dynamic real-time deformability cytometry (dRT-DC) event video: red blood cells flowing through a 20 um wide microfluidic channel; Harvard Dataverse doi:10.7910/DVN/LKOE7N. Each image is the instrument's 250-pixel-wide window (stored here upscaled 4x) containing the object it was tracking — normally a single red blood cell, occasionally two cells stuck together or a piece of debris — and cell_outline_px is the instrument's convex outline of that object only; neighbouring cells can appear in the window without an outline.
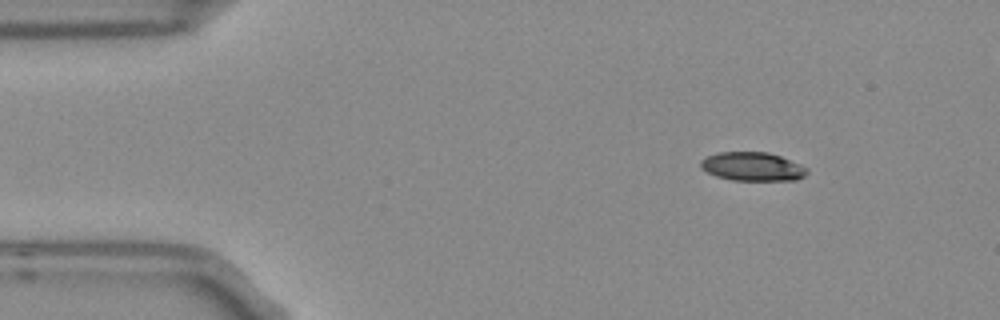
{"species": "Egyptian fruit bat (a non-hibernating species)", "species_latin": "Rousettus aegyptiacus", "temperature_condition": "room temperature", "stored_images_in_passage": 3, "camera_frame_rate_fps": 3000, "um_per_image_px": 0.085, "frame": {"image": 1, "passage_image": 1, "time_ms": 0.0, "image_size_px": [1000, 320], "cell_outline_px": [[808, 172], [804, 176], [796, 180], [732, 180], [716, 176], [700, 168], [700, 160], [704, 156], [716, 152], [768, 152], [780, 156], [800, 164], [808, 168]], "centroid_in_image_um": [63.93, 14.15], "position_along_channel_um": 21.1, "area_um2": 17.92}}